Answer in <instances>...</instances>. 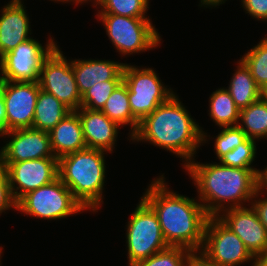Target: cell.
Instances as JSON below:
<instances>
[{
  "label": "cell",
  "mask_w": 267,
  "mask_h": 266,
  "mask_svg": "<svg viewBox=\"0 0 267 266\" xmlns=\"http://www.w3.org/2000/svg\"><path fill=\"white\" fill-rule=\"evenodd\" d=\"M164 173L155 177L141 198L154 210L169 246L200 252L210 217L201 202L170 190Z\"/></svg>",
  "instance_id": "1"
},
{
  "label": "cell",
  "mask_w": 267,
  "mask_h": 266,
  "mask_svg": "<svg viewBox=\"0 0 267 266\" xmlns=\"http://www.w3.org/2000/svg\"><path fill=\"white\" fill-rule=\"evenodd\" d=\"M204 128L193 119L177 92L144 117L128 140L149 143L180 157L184 168L202 146Z\"/></svg>",
  "instance_id": "2"
},
{
  "label": "cell",
  "mask_w": 267,
  "mask_h": 266,
  "mask_svg": "<svg viewBox=\"0 0 267 266\" xmlns=\"http://www.w3.org/2000/svg\"><path fill=\"white\" fill-rule=\"evenodd\" d=\"M196 187L197 199L210 217L230 208L250 205L258 190L259 168H236L195 158L183 168ZM247 203V205H245Z\"/></svg>",
  "instance_id": "3"
},
{
  "label": "cell",
  "mask_w": 267,
  "mask_h": 266,
  "mask_svg": "<svg viewBox=\"0 0 267 266\" xmlns=\"http://www.w3.org/2000/svg\"><path fill=\"white\" fill-rule=\"evenodd\" d=\"M107 153L99 149L85 148L58 159V178L83 208L93 214L98 212L104 203Z\"/></svg>",
  "instance_id": "4"
},
{
  "label": "cell",
  "mask_w": 267,
  "mask_h": 266,
  "mask_svg": "<svg viewBox=\"0 0 267 266\" xmlns=\"http://www.w3.org/2000/svg\"><path fill=\"white\" fill-rule=\"evenodd\" d=\"M116 52L130 56L155 49L161 45L162 37L151 18H132L114 14H96Z\"/></svg>",
  "instance_id": "5"
},
{
  "label": "cell",
  "mask_w": 267,
  "mask_h": 266,
  "mask_svg": "<svg viewBox=\"0 0 267 266\" xmlns=\"http://www.w3.org/2000/svg\"><path fill=\"white\" fill-rule=\"evenodd\" d=\"M128 220L125 225L128 266L169 247L157 215L141 197Z\"/></svg>",
  "instance_id": "6"
},
{
  "label": "cell",
  "mask_w": 267,
  "mask_h": 266,
  "mask_svg": "<svg viewBox=\"0 0 267 266\" xmlns=\"http://www.w3.org/2000/svg\"><path fill=\"white\" fill-rule=\"evenodd\" d=\"M123 82L128 87L132 114L139 122L175 94V90L164 85L156 70L149 66L125 63Z\"/></svg>",
  "instance_id": "7"
},
{
  "label": "cell",
  "mask_w": 267,
  "mask_h": 266,
  "mask_svg": "<svg viewBox=\"0 0 267 266\" xmlns=\"http://www.w3.org/2000/svg\"><path fill=\"white\" fill-rule=\"evenodd\" d=\"M16 211L33 218L50 221H59V219H67L71 215L86 212L59 178L25 194L17 202Z\"/></svg>",
  "instance_id": "8"
},
{
  "label": "cell",
  "mask_w": 267,
  "mask_h": 266,
  "mask_svg": "<svg viewBox=\"0 0 267 266\" xmlns=\"http://www.w3.org/2000/svg\"><path fill=\"white\" fill-rule=\"evenodd\" d=\"M31 37L0 58V80L38 82L44 60L58 46L53 37L45 45Z\"/></svg>",
  "instance_id": "9"
},
{
  "label": "cell",
  "mask_w": 267,
  "mask_h": 266,
  "mask_svg": "<svg viewBox=\"0 0 267 266\" xmlns=\"http://www.w3.org/2000/svg\"><path fill=\"white\" fill-rule=\"evenodd\" d=\"M200 253L219 266H240L249 262L251 266H256V259L242 240L217 217L207 220Z\"/></svg>",
  "instance_id": "10"
},
{
  "label": "cell",
  "mask_w": 267,
  "mask_h": 266,
  "mask_svg": "<svg viewBox=\"0 0 267 266\" xmlns=\"http://www.w3.org/2000/svg\"><path fill=\"white\" fill-rule=\"evenodd\" d=\"M38 83L41 90L54 95L72 111L81 107L71 58L67 60L59 45L44 60Z\"/></svg>",
  "instance_id": "11"
},
{
  "label": "cell",
  "mask_w": 267,
  "mask_h": 266,
  "mask_svg": "<svg viewBox=\"0 0 267 266\" xmlns=\"http://www.w3.org/2000/svg\"><path fill=\"white\" fill-rule=\"evenodd\" d=\"M40 90L38 82L2 80L7 132L32 128L36 101Z\"/></svg>",
  "instance_id": "12"
},
{
  "label": "cell",
  "mask_w": 267,
  "mask_h": 266,
  "mask_svg": "<svg viewBox=\"0 0 267 266\" xmlns=\"http://www.w3.org/2000/svg\"><path fill=\"white\" fill-rule=\"evenodd\" d=\"M12 195L18 202L25 194L58 178V159L41 158L5 163Z\"/></svg>",
  "instance_id": "13"
},
{
  "label": "cell",
  "mask_w": 267,
  "mask_h": 266,
  "mask_svg": "<svg viewBox=\"0 0 267 266\" xmlns=\"http://www.w3.org/2000/svg\"><path fill=\"white\" fill-rule=\"evenodd\" d=\"M3 137L7 141L0 149V155L5 163L55 158L49 132L25 128L8 131L0 138Z\"/></svg>",
  "instance_id": "14"
},
{
  "label": "cell",
  "mask_w": 267,
  "mask_h": 266,
  "mask_svg": "<svg viewBox=\"0 0 267 266\" xmlns=\"http://www.w3.org/2000/svg\"><path fill=\"white\" fill-rule=\"evenodd\" d=\"M217 218L234 232L256 259L267 245V230L251 205L230 208Z\"/></svg>",
  "instance_id": "15"
},
{
  "label": "cell",
  "mask_w": 267,
  "mask_h": 266,
  "mask_svg": "<svg viewBox=\"0 0 267 266\" xmlns=\"http://www.w3.org/2000/svg\"><path fill=\"white\" fill-rule=\"evenodd\" d=\"M25 8L23 1L10 0L0 10V58L31 38V19Z\"/></svg>",
  "instance_id": "16"
},
{
  "label": "cell",
  "mask_w": 267,
  "mask_h": 266,
  "mask_svg": "<svg viewBox=\"0 0 267 266\" xmlns=\"http://www.w3.org/2000/svg\"><path fill=\"white\" fill-rule=\"evenodd\" d=\"M76 112L79 115L87 148L113 154L121 127L110 120L101 110L80 107Z\"/></svg>",
  "instance_id": "17"
},
{
  "label": "cell",
  "mask_w": 267,
  "mask_h": 266,
  "mask_svg": "<svg viewBox=\"0 0 267 266\" xmlns=\"http://www.w3.org/2000/svg\"><path fill=\"white\" fill-rule=\"evenodd\" d=\"M77 88L82 96L98 82L123 80L125 63L108 59H71Z\"/></svg>",
  "instance_id": "18"
},
{
  "label": "cell",
  "mask_w": 267,
  "mask_h": 266,
  "mask_svg": "<svg viewBox=\"0 0 267 266\" xmlns=\"http://www.w3.org/2000/svg\"><path fill=\"white\" fill-rule=\"evenodd\" d=\"M51 148L55 158L87 148L79 115L72 111L49 131Z\"/></svg>",
  "instance_id": "19"
},
{
  "label": "cell",
  "mask_w": 267,
  "mask_h": 266,
  "mask_svg": "<svg viewBox=\"0 0 267 266\" xmlns=\"http://www.w3.org/2000/svg\"><path fill=\"white\" fill-rule=\"evenodd\" d=\"M237 61V68L225 88L241 110L258 101L262 97V90L256 85L246 65L240 59Z\"/></svg>",
  "instance_id": "20"
},
{
  "label": "cell",
  "mask_w": 267,
  "mask_h": 266,
  "mask_svg": "<svg viewBox=\"0 0 267 266\" xmlns=\"http://www.w3.org/2000/svg\"><path fill=\"white\" fill-rule=\"evenodd\" d=\"M71 112L72 110L54 95L40 90L36 101L32 128L49 132Z\"/></svg>",
  "instance_id": "21"
},
{
  "label": "cell",
  "mask_w": 267,
  "mask_h": 266,
  "mask_svg": "<svg viewBox=\"0 0 267 266\" xmlns=\"http://www.w3.org/2000/svg\"><path fill=\"white\" fill-rule=\"evenodd\" d=\"M101 111L120 127L130 126L129 138L137 131L139 121L132 114L128 99V87L123 81L109 96Z\"/></svg>",
  "instance_id": "22"
},
{
  "label": "cell",
  "mask_w": 267,
  "mask_h": 266,
  "mask_svg": "<svg viewBox=\"0 0 267 266\" xmlns=\"http://www.w3.org/2000/svg\"><path fill=\"white\" fill-rule=\"evenodd\" d=\"M208 116L217 127L237 126L240 109L225 87H220L209 96Z\"/></svg>",
  "instance_id": "23"
},
{
  "label": "cell",
  "mask_w": 267,
  "mask_h": 266,
  "mask_svg": "<svg viewBox=\"0 0 267 266\" xmlns=\"http://www.w3.org/2000/svg\"><path fill=\"white\" fill-rule=\"evenodd\" d=\"M238 126L245 132L247 138L257 141L267 140V100L261 97L241 109Z\"/></svg>",
  "instance_id": "24"
},
{
  "label": "cell",
  "mask_w": 267,
  "mask_h": 266,
  "mask_svg": "<svg viewBox=\"0 0 267 266\" xmlns=\"http://www.w3.org/2000/svg\"><path fill=\"white\" fill-rule=\"evenodd\" d=\"M246 52L240 60L249 69L256 85L263 91L267 86V36Z\"/></svg>",
  "instance_id": "25"
},
{
  "label": "cell",
  "mask_w": 267,
  "mask_h": 266,
  "mask_svg": "<svg viewBox=\"0 0 267 266\" xmlns=\"http://www.w3.org/2000/svg\"><path fill=\"white\" fill-rule=\"evenodd\" d=\"M150 0H100L95 6L97 14H114L132 18H149ZM101 8V9H100Z\"/></svg>",
  "instance_id": "26"
},
{
  "label": "cell",
  "mask_w": 267,
  "mask_h": 266,
  "mask_svg": "<svg viewBox=\"0 0 267 266\" xmlns=\"http://www.w3.org/2000/svg\"><path fill=\"white\" fill-rule=\"evenodd\" d=\"M222 129L215 135L213 138L208 135L207 132H202V145L210 141V139H215L213 147L214 154L219 161L225 154L229 151H232L242 142L247 139L245 132L237 125V126H229V127H220ZM208 138V139H207Z\"/></svg>",
  "instance_id": "27"
},
{
  "label": "cell",
  "mask_w": 267,
  "mask_h": 266,
  "mask_svg": "<svg viewBox=\"0 0 267 266\" xmlns=\"http://www.w3.org/2000/svg\"><path fill=\"white\" fill-rule=\"evenodd\" d=\"M257 141L247 138L244 142L225 154L219 162L222 165L236 168H255L253 162L257 155Z\"/></svg>",
  "instance_id": "28"
},
{
  "label": "cell",
  "mask_w": 267,
  "mask_h": 266,
  "mask_svg": "<svg viewBox=\"0 0 267 266\" xmlns=\"http://www.w3.org/2000/svg\"><path fill=\"white\" fill-rule=\"evenodd\" d=\"M191 253V250L184 247L169 246L133 266H186Z\"/></svg>",
  "instance_id": "29"
},
{
  "label": "cell",
  "mask_w": 267,
  "mask_h": 266,
  "mask_svg": "<svg viewBox=\"0 0 267 266\" xmlns=\"http://www.w3.org/2000/svg\"><path fill=\"white\" fill-rule=\"evenodd\" d=\"M123 80L98 82L81 96V107L101 110L105 102Z\"/></svg>",
  "instance_id": "30"
},
{
  "label": "cell",
  "mask_w": 267,
  "mask_h": 266,
  "mask_svg": "<svg viewBox=\"0 0 267 266\" xmlns=\"http://www.w3.org/2000/svg\"><path fill=\"white\" fill-rule=\"evenodd\" d=\"M241 5L244 12L251 18L267 22V0H241Z\"/></svg>",
  "instance_id": "31"
},
{
  "label": "cell",
  "mask_w": 267,
  "mask_h": 266,
  "mask_svg": "<svg viewBox=\"0 0 267 266\" xmlns=\"http://www.w3.org/2000/svg\"><path fill=\"white\" fill-rule=\"evenodd\" d=\"M263 194V192L257 190L250 202V205L253 207L258 218L260 219V222L267 230V197H265L267 194H265V196ZM261 196L264 198H259Z\"/></svg>",
  "instance_id": "32"
},
{
  "label": "cell",
  "mask_w": 267,
  "mask_h": 266,
  "mask_svg": "<svg viewBox=\"0 0 267 266\" xmlns=\"http://www.w3.org/2000/svg\"><path fill=\"white\" fill-rule=\"evenodd\" d=\"M11 209L17 210V202L12 195L10 185H0V216Z\"/></svg>",
  "instance_id": "33"
},
{
  "label": "cell",
  "mask_w": 267,
  "mask_h": 266,
  "mask_svg": "<svg viewBox=\"0 0 267 266\" xmlns=\"http://www.w3.org/2000/svg\"><path fill=\"white\" fill-rule=\"evenodd\" d=\"M186 266H219L210 262L202 253L192 252L188 257Z\"/></svg>",
  "instance_id": "34"
},
{
  "label": "cell",
  "mask_w": 267,
  "mask_h": 266,
  "mask_svg": "<svg viewBox=\"0 0 267 266\" xmlns=\"http://www.w3.org/2000/svg\"><path fill=\"white\" fill-rule=\"evenodd\" d=\"M7 132L5 104L2 95V80H0V137Z\"/></svg>",
  "instance_id": "35"
},
{
  "label": "cell",
  "mask_w": 267,
  "mask_h": 266,
  "mask_svg": "<svg viewBox=\"0 0 267 266\" xmlns=\"http://www.w3.org/2000/svg\"><path fill=\"white\" fill-rule=\"evenodd\" d=\"M258 190L267 194V166L258 173ZM265 191V192H264Z\"/></svg>",
  "instance_id": "36"
},
{
  "label": "cell",
  "mask_w": 267,
  "mask_h": 266,
  "mask_svg": "<svg viewBox=\"0 0 267 266\" xmlns=\"http://www.w3.org/2000/svg\"><path fill=\"white\" fill-rule=\"evenodd\" d=\"M0 185H10L7 176V165L4 162L3 157L0 155Z\"/></svg>",
  "instance_id": "37"
},
{
  "label": "cell",
  "mask_w": 267,
  "mask_h": 266,
  "mask_svg": "<svg viewBox=\"0 0 267 266\" xmlns=\"http://www.w3.org/2000/svg\"><path fill=\"white\" fill-rule=\"evenodd\" d=\"M199 6L204 8H218V6L224 4L227 0H199Z\"/></svg>",
  "instance_id": "38"
},
{
  "label": "cell",
  "mask_w": 267,
  "mask_h": 266,
  "mask_svg": "<svg viewBox=\"0 0 267 266\" xmlns=\"http://www.w3.org/2000/svg\"><path fill=\"white\" fill-rule=\"evenodd\" d=\"M256 266H267V245L262 253L256 258Z\"/></svg>",
  "instance_id": "39"
},
{
  "label": "cell",
  "mask_w": 267,
  "mask_h": 266,
  "mask_svg": "<svg viewBox=\"0 0 267 266\" xmlns=\"http://www.w3.org/2000/svg\"><path fill=\"white\" fill-rule=\"evenodd\" d=\"M100 0H72V5L73 4H76V5H84V3H92V6L91 7H95L98 3H99Z\"/></svg>",
  "instance_id": "40"
},
{
  "label": "cell",
  "mask_w": 267,
  "mask_h": 266,
  "mask_svg": "<svg viewBox=\"0 0 267 266\" xmlns=\"http://www.w3.org/2000/svg\"><path fill=\"white\" fill-rule=\"evenodd\" d=\"M19 1H23V0H19ZM49 1H53L54 3L62 2L63 4L72 3V0H49Z\"/></svg>",
  "instance_id": "41"
},
{
  "label": "cell",
  "mask_w": 267,
  "mask_h": 266,
  "mask_svg": "<svg viewBox=\"0 0 267 266\" xmlns=\"http://www.w3.org/2000/svg\"><path fill=\"white\" fill-rule=\"evenodd\" d=\"M262 97L265 98L267 100V86L265 87V89L262 91Z\"/></svg>",
  "instance_id": "42"
},
{
  "label": "cell",
  "mask_w": 267,
  "mask_h": 266,
  "mask_svg": "<svg viewBox=\"0 0 267 266\" xmlns=\"http://www.w3.org/2000/svg\"><path fill=\"white\" fill-rule=\"evenodd\" d=\"M2 249H4V248L0 246V266H2V265H1V264H2V263H1V260H2V259H1V258H2L1 255L3 254Z\"/></svg>",
  "instance_id": "43"
}]
</instances>
